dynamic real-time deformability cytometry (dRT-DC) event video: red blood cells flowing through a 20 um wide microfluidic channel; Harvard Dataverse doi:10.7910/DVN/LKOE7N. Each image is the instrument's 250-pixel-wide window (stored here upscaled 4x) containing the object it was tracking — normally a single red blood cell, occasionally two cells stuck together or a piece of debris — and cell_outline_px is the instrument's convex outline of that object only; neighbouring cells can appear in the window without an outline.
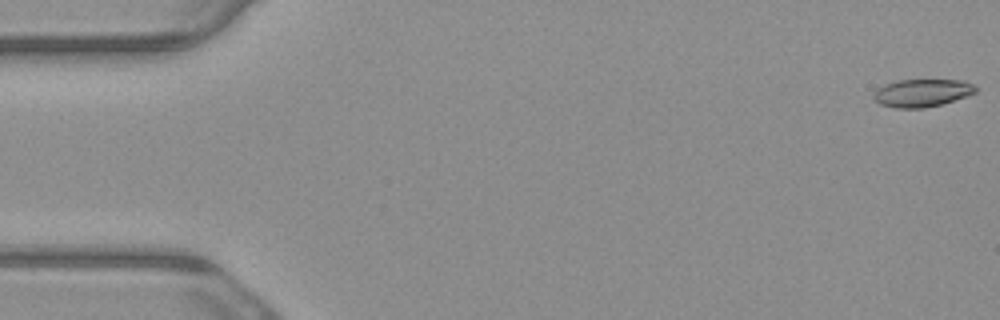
{"species": "common noctule bat (a hibernating species)", "species_latin": "Nyctalus noctula", "temperature_condition": "warm", "stored_images_in_passage": 5, "camera_frame_rate_fps": 3000, "um_per_image_px": 0.085, "animal": {"sex": "male", "body_mass_g": 23.1, "forearm_length_mm": 52.7}, "frame": {"image": 1, "passage_image": 1, "time_ms": 0.0, "image_size_px": [1000, 320], "cell_outline_px": [[976, 92], [944, 104], [924, 108], [896, 108], [880, 104], [872, 96], [876, 88], [884, 84], [900, 80], [964, 80], [972, 84], [976, 88]], "centroid_in_image_um": [78.35, 7.9], "position_along_channel_um": 6.6, "area_um2": 16.53}}
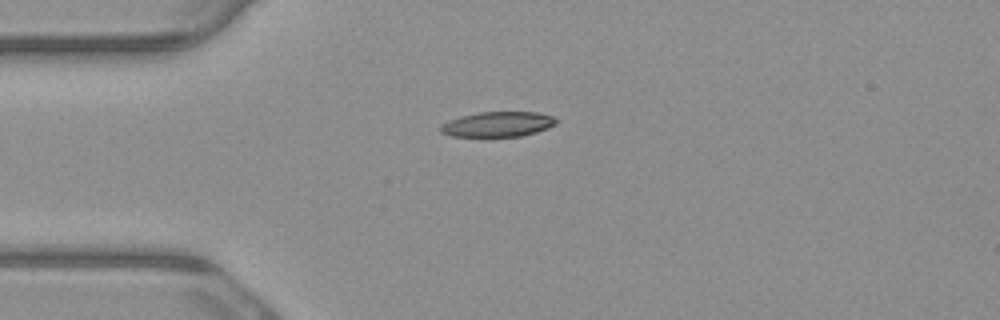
{"frame": {"image": 2, "passage_image": 4, "time_ms": 1.0, "image_size_px": [1000, 320], "cell_outline_px": [[560, 120], [556, 124], [548, 128], [536, 132], [520, 136], [452, 136], [440, 132], [440, 124], [448, 120], [460, 116], [480, 112], [536, 112], [552, 116]], "centroid_in_image_um": [42.31, 10.55], "position_along_channel_um": 42.7, "area_um2": 16.94}}
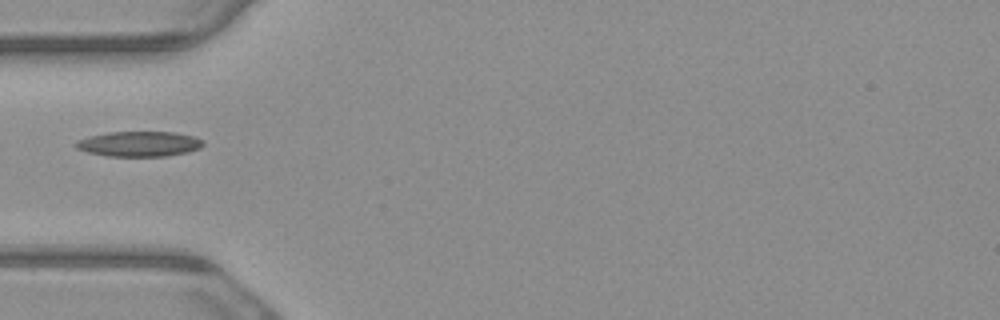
{"frame": {"image": 3, "passage_image": 5, "time_ms": 1.333, "image_size_px": [1000, 320], "cell_outline_px": [[204, 144], [200, 148], [188, 152], [168, 156], [108, 156], [88, 152], [76, 148], [72, 144], [76, 140], [88, 136], [108, 132], [172, 132], [196, 136], [204, 140]], "centroid_in_image_um": [11.83, 12.23], "position_along_channel_um": 73.2, "area_um2": 18.9}}